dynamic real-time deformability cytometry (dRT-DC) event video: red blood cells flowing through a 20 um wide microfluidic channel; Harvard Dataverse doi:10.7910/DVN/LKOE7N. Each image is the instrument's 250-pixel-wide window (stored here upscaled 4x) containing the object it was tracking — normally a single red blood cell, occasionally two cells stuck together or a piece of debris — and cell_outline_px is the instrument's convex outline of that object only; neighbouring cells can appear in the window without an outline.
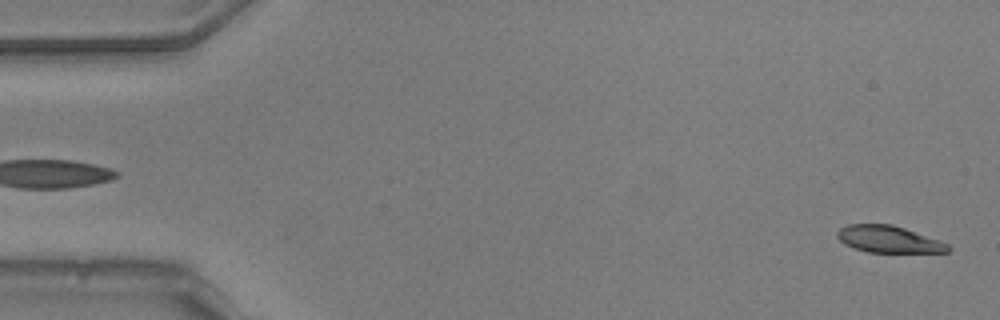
{"species": "common noctule bat (a hibernating species)", "species_latin": "Nyctalus noctula", "temperature_condition": "warm", "stored_images_in_passage": 54, "camera_frame_rate_fps": 3000, "um_per_image_px": 0.085, "animal": {"sex": "male", "body_mass_g": 20.5, "forearm_length_mm": 52.5}, "frame": {"image": 1, "passage_image": 2, "time_ms": 0.333, "image_size_px": [1000, 320], "cell_outline_px": [[952, 248], [948, 252], [868, 252], [844, 244], [836, 236], [836, 232], [840, 228], [848, 224], [892, 224], [940, 240], [948, 244]], "centroid_in_image_um": [75.54, 20.33], "position_along_channel_um": 9.5, "area_um2": 17.28}}
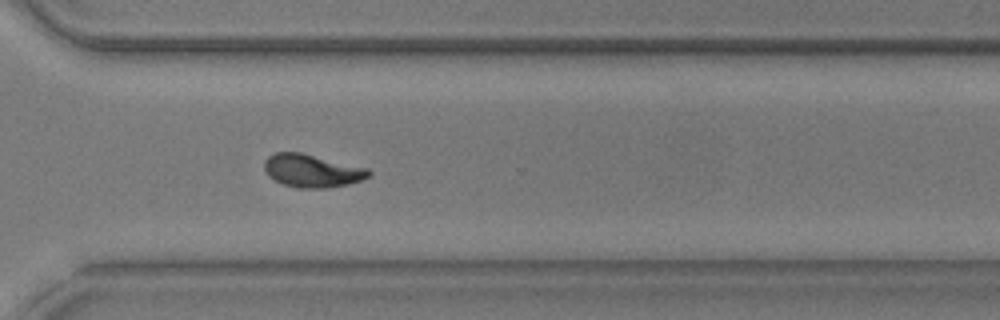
{"frame": {"image": 2, "passage_image": 39, "time_ms": 12.667, "image_size_px": [1000, 320], "cell_outline_px": [[372, 176], [348, 184], [328, 188], [296, 188], [284, 184], [268, 176], [264, 168], [264, 160], [268, 156], [276, 152], [300, 152], [368, 168], [372, 172]], "centroid_in_image_um": [26.53, 14.51], "position_along_channel_um": 344.1, "area_um2": 20.11}}
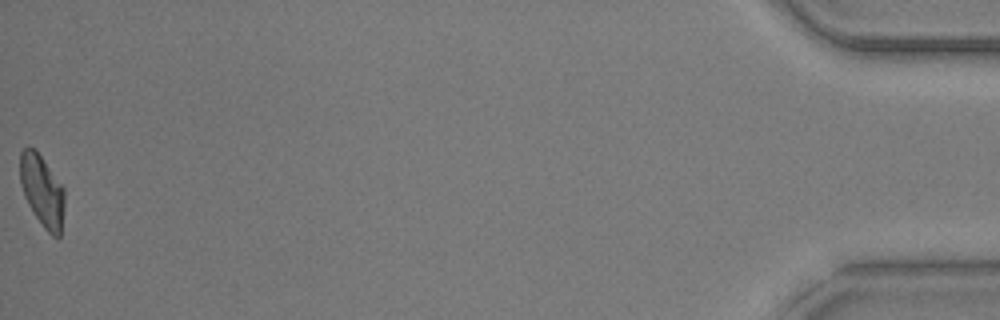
{"frame": {"image": 3, "passage_image": 54, "time_ms": 17.667, "image_size_px": [1000, 320], "cell_outline_px": [[64, 208], [60, 236], [52, 236], [44, 228], [32, 212], [24, 196], [20, 184], [20, 152], [28, 144], [36, 148], [64, 188]], "centroid_in_image_um": [3.56, 16.17], "position_along_channel_um": 431.6, "area_um2": 18.84}, "authors_computed_cell_mechanics": {"area_um2": 19.363, "velocity_mm_per_s": 3.783, "shape_relaxation_time_tau1_ms": 5.7718, "shape_relaxation_time_tau2_ms": 1.5348, "deformation_change_tau1": 0.1843, "deformation_change_tau2": 0.0699}}